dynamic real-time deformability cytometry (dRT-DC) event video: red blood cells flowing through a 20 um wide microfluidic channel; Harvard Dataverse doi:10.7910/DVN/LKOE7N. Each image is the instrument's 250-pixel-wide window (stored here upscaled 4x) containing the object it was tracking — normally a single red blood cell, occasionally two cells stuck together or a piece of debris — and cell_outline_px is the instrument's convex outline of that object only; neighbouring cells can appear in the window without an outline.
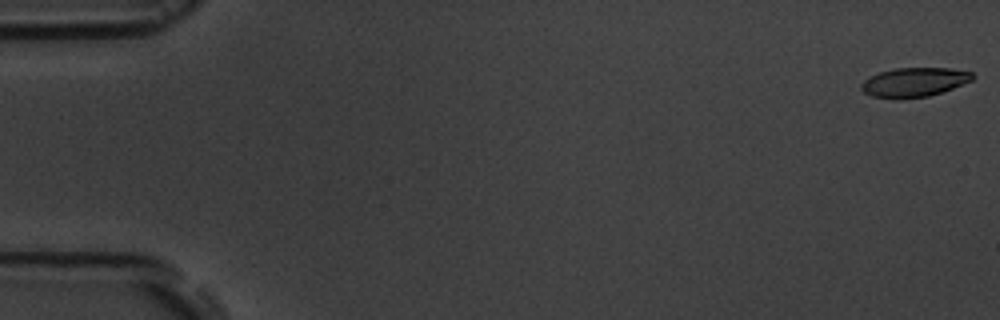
{"species": "common noctule bat (a hibernating species)", "species_latin": "Nyctalus noctula", "temperature_condition": "room temperature", "stored_images_in_passage": 5, "camera_frame_rate_fps": 3000, "um_per_image_px": 0.085, "animal": {"sex": "male", "body_mass_g": 19.5, "forearm_length_mm": 54.6}, "frame": {"image": 1, "passage_image": 1, "time_ms": 0.0, "image_size_px": [1000, 320], "cell_outline_px": [[976, 76], [972, 80], [952, 88], [928, 96], [900, 100], [872, 96], [864, 92], [860, 88], [860, 84], [868, 76], [880, 72], [896, 68], [948, 68], [972, 72]], "centroid_in_image_um": [77.67, 6.99], "position_along_channel_um": 7.3, "area_um2": 19.07}}
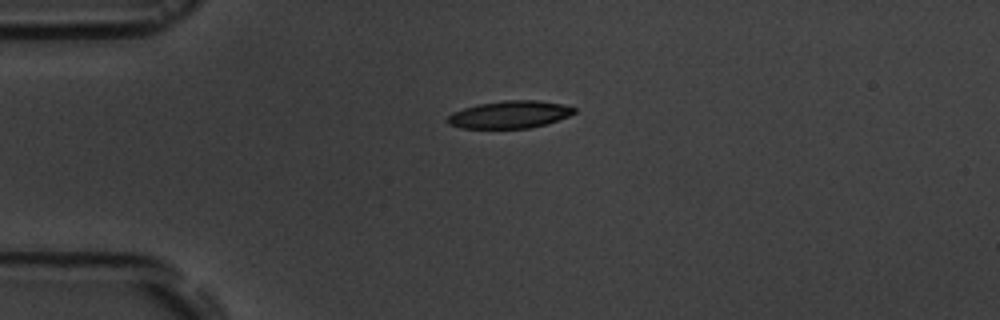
{"frame": {"image": 2, "passage_image": 4, "time_ms": 4.333, "image_size_px": [1000, 320], "cell_outline_px": [[576, 112], [568, 116], [544, 124], [528, 128], [460, 128], [448, 124], [444, 120], [452, 112], [464, 108], [480, 104], [504, 100], [536, 100], [564, 104], [576, 108]], "centroid_in_image_um": [43.29, 9.73], "position_along_channel_um": 41.7, "area_um2": 20.17}}